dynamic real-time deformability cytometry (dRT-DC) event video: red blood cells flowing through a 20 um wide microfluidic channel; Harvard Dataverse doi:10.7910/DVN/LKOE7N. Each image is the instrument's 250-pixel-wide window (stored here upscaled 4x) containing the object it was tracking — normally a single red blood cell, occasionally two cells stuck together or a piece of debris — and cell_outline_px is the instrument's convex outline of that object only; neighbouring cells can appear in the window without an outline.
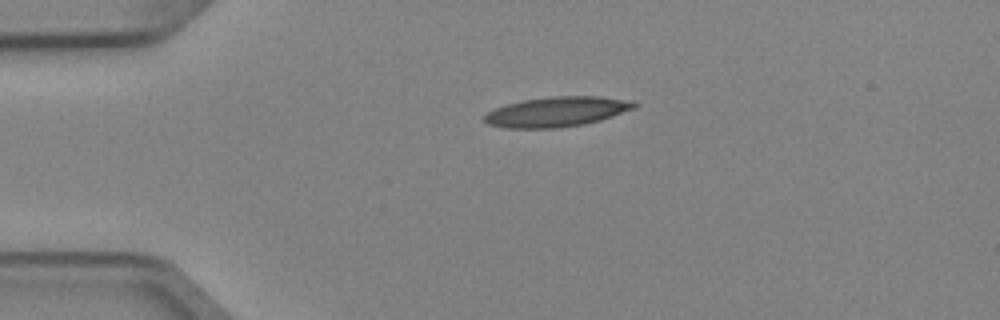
{"species": "Egyptian fruit bat (a non-hibernating species)", "species_latin": "Rousettus aegyptiacus", "temperature_condition": "cold", "stored_images_in_passage": 2, "camera_frame_rate_fps": 3000, "um_per_image_px": 0.085, "animal": {"sex": "female"}, "frame": {"image": 1, "passage_image": 1, "time_ms": 0.0, "image_size_px": [1000, 320], "cell_outline_px": [[640, 104], [636, 108], [600, 120], [584, 124], [560, 128], [504, 128], [488, 124], [484, 120], [484, 116], [488, 112], [496, 108], [508, 104], [524, 100], [552, 96], [600, 96], [632, 100]], "centroid_in_image_um": [47.38, 9.5], "position_along_channel_um": 37.6, "area_um2": 26.24}}